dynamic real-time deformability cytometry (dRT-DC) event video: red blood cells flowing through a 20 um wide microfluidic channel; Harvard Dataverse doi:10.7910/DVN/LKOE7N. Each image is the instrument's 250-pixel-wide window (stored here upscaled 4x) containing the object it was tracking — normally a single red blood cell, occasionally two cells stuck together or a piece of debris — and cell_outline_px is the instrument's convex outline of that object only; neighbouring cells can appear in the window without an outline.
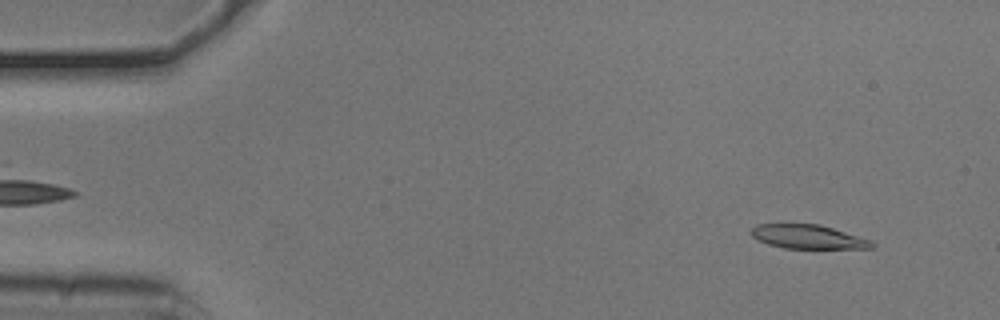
{"species": "common noctule bat (a hibernating species)", "species_latin": "Nyctalus noctula", "temperature_condition": "cold", "stored_images_in_passage": 52, "camera_frame_rate_fps": 3000, "um_per_image_px": 0.085, "animal": {"sex": "male", "body_mass_g": 20.5, "forearm_length_mm": 52.5}, "frame": {"image": 1, "passage_image": 4, "time_ms": 1.0, "image_size_px": [1000, 320], "cell_outline_px": [[876, 248], [784, 248], [768, 244], [756, 240], [748, 232], [756, 224], [820, 224], [872, 240], [876, 244]], "centroid_in_image_um": [68.67, 20.12], "position_along_channel_um": 16.3, "area_um2": 16.99}}
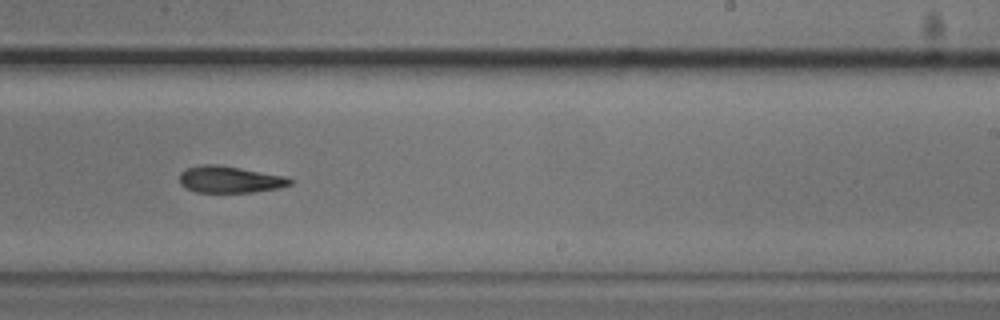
{"frame": {"image": 2, "passage_image": 32, "time_ms": 10.333, "image_size_px": [1000, 320], "cell_outline_px": [[292, 184], [280, 188], [252, 192], [196, 192], [184, 188], [180, 184], [180, 172], [184, 168], [200, 164], [216, 164], [288, 176], [292, 180]], "centroid_in_image_um": [19.52, 15.25], "position_along_channel_um": 269.5, "area_um2": 17.46}}
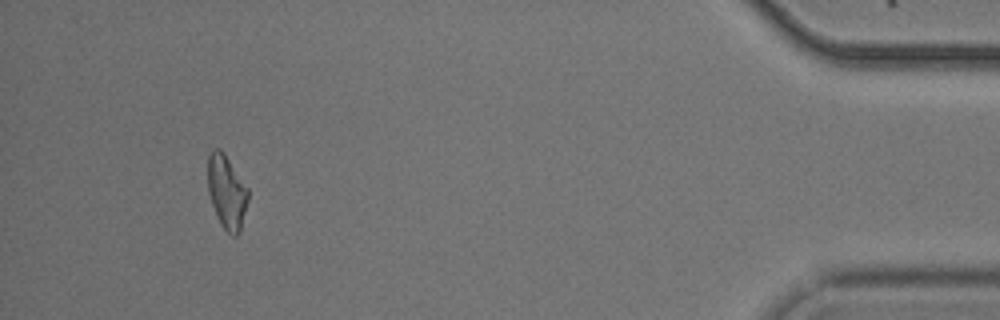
{"frame": {"image": 3, "passage_image": 49, "time_ms": 16.0, "image_size_px": [1000, 320], "cell_outline_px": [[248, 200], [240, 232], [236, 236], [232, 236], [220, 224], [216, 216], [208, 192], [208, 152], [212, 148], [220, 148], [224, 152], [248, 188]], "centroid_in_image_um": [19.26, 16.29], "position_along_channel_um": 415.9, "area_um2": 17.46}, "authors_computed_cell_mechanics": {"area_um2": 17.8602, "velocity_mm_per_s": 3.779, "shape_relaxation_time_tau1_ms": 4.7279, "shape_relaxation_time_tau2_ms": null, "deformation_change_tau1": 0.1269, "deformation_change_tau2": null}}